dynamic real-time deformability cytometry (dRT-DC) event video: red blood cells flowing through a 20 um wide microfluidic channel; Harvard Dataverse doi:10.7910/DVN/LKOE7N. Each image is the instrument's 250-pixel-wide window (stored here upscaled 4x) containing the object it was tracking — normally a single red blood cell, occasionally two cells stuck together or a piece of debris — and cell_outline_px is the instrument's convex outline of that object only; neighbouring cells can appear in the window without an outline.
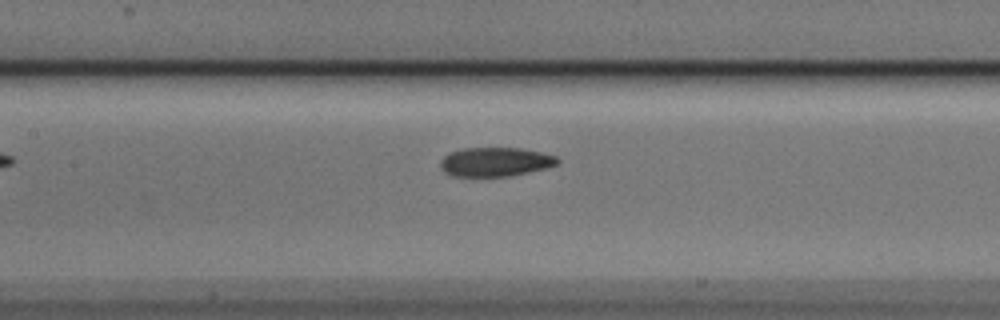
{"species": "Egyptian fruit bat (a non-hibernating species)", "species_latin": "Rousettus aegyptiacus", "temperature_condition": "cold", "stored_images_in_passage": 9, "camera_frame_rate_fps": 3000, "um_per_image_px": 0.085, "animal": {"sex": "male"}, "frame": {"image": 1, "passage_image": 9, "time_ms": 2.667, "image_size_px": [1000, 320], "cell_outline_px": [[560, 160], [556, 164], [544, 168], [528, 172], [508, 176], [452, 176], [444, 172], [440, 168], [440, 160], [444, 156], [452, 152], [464, 148], [520, 148], [540, 152], [556, 156]], "centroid_in_image_um": [42.07, 13.76], "position_along_channel_um": 165.3, "area_um2": 19.65}}